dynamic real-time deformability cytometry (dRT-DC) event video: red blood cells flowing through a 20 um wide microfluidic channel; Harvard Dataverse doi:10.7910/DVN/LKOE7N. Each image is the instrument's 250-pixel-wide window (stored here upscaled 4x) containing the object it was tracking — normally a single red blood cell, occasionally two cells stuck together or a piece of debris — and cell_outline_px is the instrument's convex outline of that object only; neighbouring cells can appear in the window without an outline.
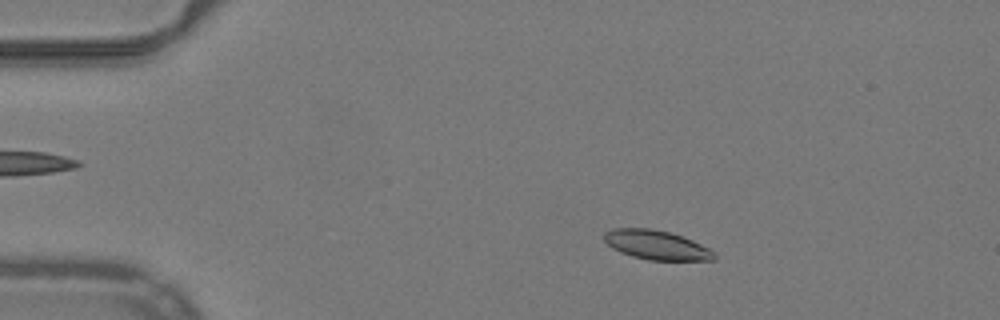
{"species": "common noctule bat (a hibernating species)", "species_latin": "Nyctalus noctula", "temperature_condition": "warm", "stored_images_in_passage": 52, "camera_frame_rate_fps": 3000, "um_per_image_px": 0.085, "animal": {"sex": "male", "body_mass_g": 19.2, "forearm_length_mm": 51.8}, "frame": {"image": 1, "passage_image": 9, "time_ms": 2.667, "image_size_px": [1000, 320], "cell_outline_px": [[716, 260], [648, 260], [632, 256], [620, 252], [612, 248], [604, 240], [604, 232], [612, 228], [652, 228], [668, 232], [692, 240], [716, 252]], "centroid_in_image_um": [55.79, 20.82], "position_along_channel_um": 29.2, "area_um2": 18.79}}
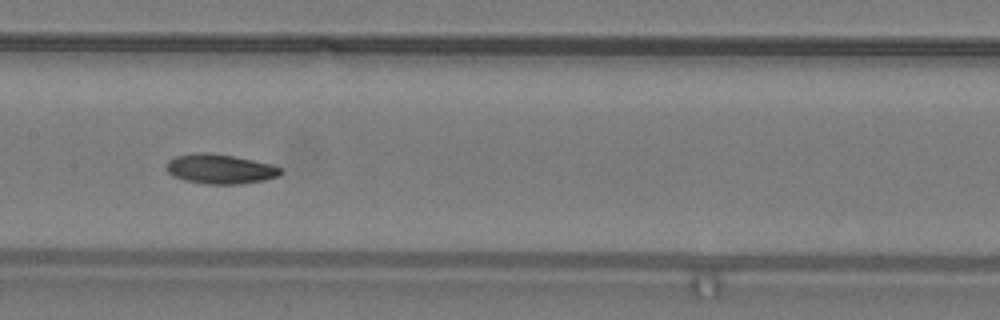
{"frame": {"image": 2, "passage_image": 26, "time_ms": 8.333, "image_size_px": [1000, 320], "cell_outline_px": [[284, 172], [280, 176], [264, 180], [236, 184], [204, 184], [184, 180], [172, 176], [168, 172], [168, 160], [176, 156], [196, 152], [208, 152], [232, 156], [272, 164], [280, 168]], "centroid_in_image_um": [18.72, 14.36], "position_along_channel_um": 188.7, "area_um2": 19.71}}
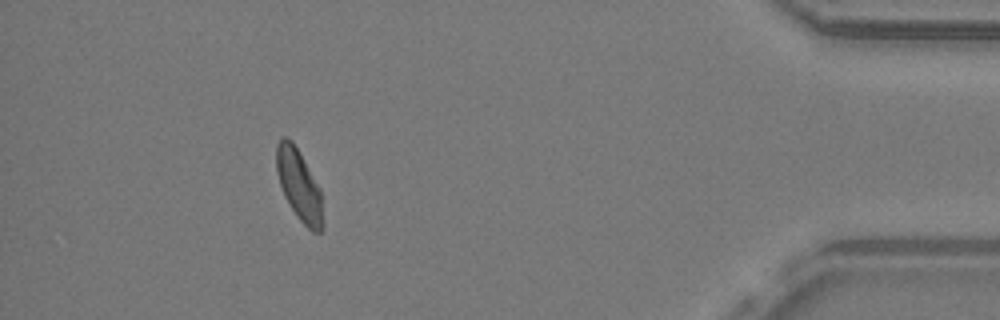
{"frame": {"image": 3, "passage_image": 47, "time_ms": 15.333, "image_size_px": [1000, 320], "cell_outline_px": [[324, 228], [320, 232], [312, 232], [296, 216], [284, 196], [276, 172], [276, 144], [280, 136], [288, 136], [292, 140], [320, 188], [324, 224]], "centroid_in_image_um": [25.41, 15.73], "position_along_channel_um": 409.8, "area_um2": 19.42}, "authors_computed_cell_mechanics": {"area_um2": 19.3341, "velocity_mm_per_s": 3.9592, "shape_relaxation_time_tau1_ms": 4.4966, "shape_relaxation_time_tau2_ms": 6.5689, "deformation_change_tau1": 0.1381, "deformation_change_tau2": 0.132}}